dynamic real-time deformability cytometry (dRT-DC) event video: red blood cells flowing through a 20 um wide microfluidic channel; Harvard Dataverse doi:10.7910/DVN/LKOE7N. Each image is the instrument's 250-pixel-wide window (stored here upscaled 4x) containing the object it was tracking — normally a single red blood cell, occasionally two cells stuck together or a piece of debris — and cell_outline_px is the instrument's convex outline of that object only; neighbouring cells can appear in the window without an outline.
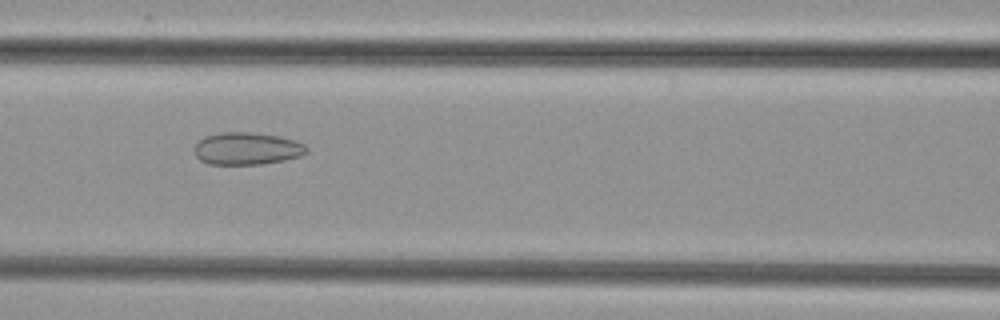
{"species": "common noctule bat (a hibernating species)", "species_latin": "Nyctalus noctula", "temperature_condition": "cold", "stored_images_in_passage": 36, "camera_frame_rate_fps": 3000, "um_per_image_px": 0.085, "animal": {"sex": "female", "body_mass_g": 29.2, "forearm_length_mm": 56.3}, "frame": {"image": 1, "passage_image": 14, "time_ms": 4.333, "image_size_px": [1000, 320], "cell_outline_px": [[308, 152], [300, 156], [284, 160], [260, 164], [208, 164], [200, 160], [196, 156], [192, 148], [204, 136], [224, 132], [248, 132], [280, 136], [296, 140], [304, 144], [308, 148]], "centroid_in_image_um": [20.99, 12.62], "position_along_channel_um": 145.6, "area_um2": 21.27}}
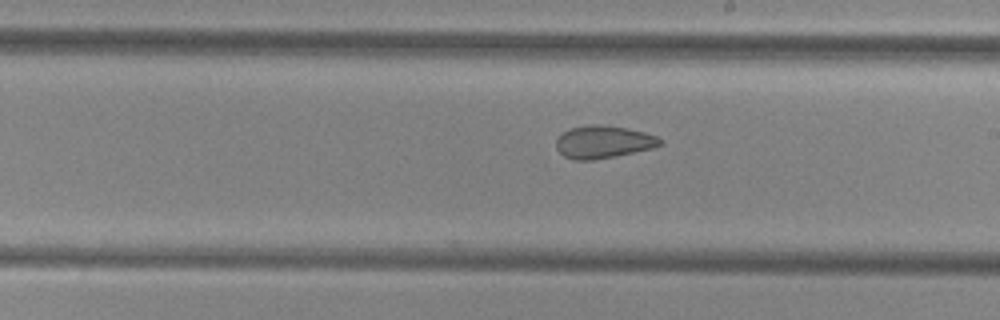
{"frame": {"image": 2, "passage_image": 21, "time_ms": 6.667, "image_size_px": [1000, 320], "cell_outline_px": [[664, 144], [652, 148], [616, 156], [596, 160], [572, 160], [564, 156], [556, 148], [556, 140], [568, 128], [592, 124], [600, 124], [624, 128], [644, 132], [656, 136], [664, 140]], "centroid_in_image_um": [51.29, 12.07], "position_along_channel_um": 237.7, "area_um2": 19.83}}
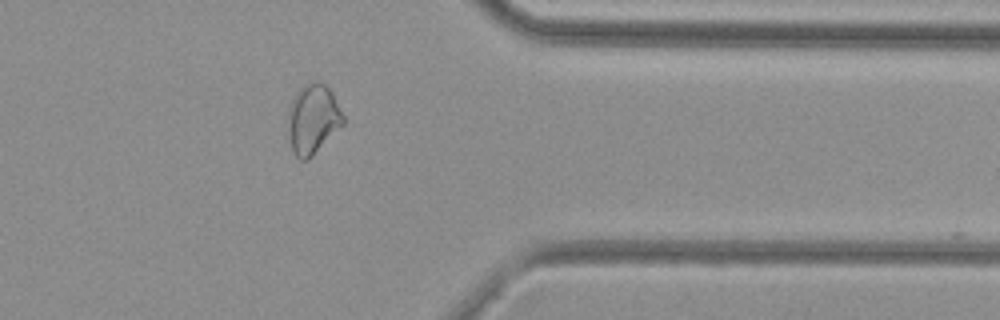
{"frame": {"image": 3, "passage_image": 33, "time_ms": 10.667, "image_size_px": [1000, 320], "cell_outline_px": [[344, 124], [308, 160], [300, 160], [296, 156], [292, 148], [288, 128], [288, 108], [296, 92], [308, 80], [320, 80], [332, 92], [344, 116]], "centroid_in_image_um": [26.6, 10.08], "position_along_channel_um": 384.8, "area_um2": 22.48}}